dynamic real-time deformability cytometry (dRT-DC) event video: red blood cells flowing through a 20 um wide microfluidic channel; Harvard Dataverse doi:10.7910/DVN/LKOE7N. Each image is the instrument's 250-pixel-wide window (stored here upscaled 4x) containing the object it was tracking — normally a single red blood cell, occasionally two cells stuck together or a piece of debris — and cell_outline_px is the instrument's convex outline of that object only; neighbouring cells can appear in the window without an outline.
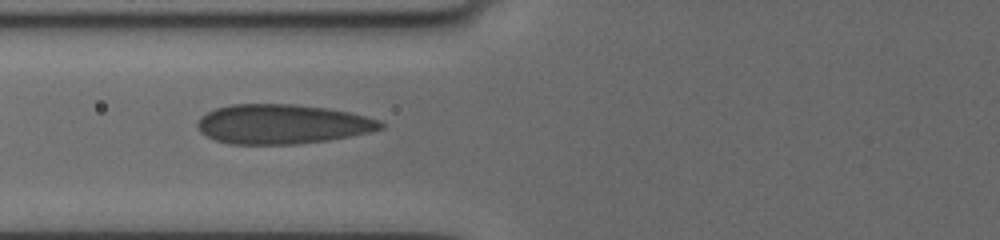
{"species": "human", "species_latin": "Homo sapiens", "temperature_condition": "cold", "stored_images_in_passage": 7, "camera_frame_rate_fps": 3000, "um_per_image_px": 0.085, "donor": {"sex": "female"}, "frame": {"image": 1, "passage_image": 6, "time_ms": 4.667, "image_size_px": [1000, 240], "cell_outline_px": [[384, 128], [368, 132], [328, 140], [296, 144], [232, 144], [216, 140], [200, 132], [196, 124], [200, 116], [216, 108], [232, 104], [292, 104], [328, 108], [348, 112], [380, 120], [384, 124]], "centroid_in_image_um": [23.97, 10.54], "position_along_channel_um": 101.8, "area_um2": 42.02}}
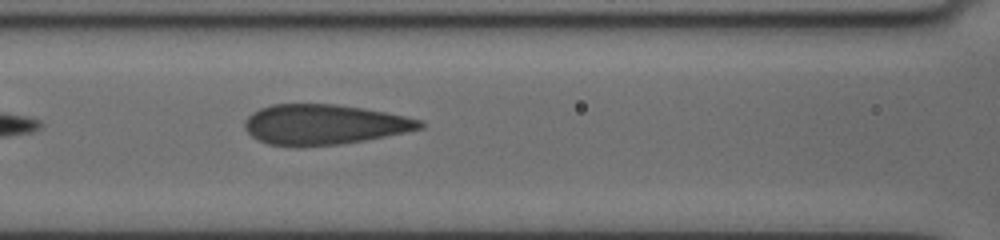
{"frame": {"image": 2, "passage_image": 7, "time_ms": 5.667, "image_size_px": [1000, 240], "cell_outline_px": [[424, 128], [364, 140], [340, 144], [300, 148], [296, 148], [268, 144], [252, 136], [244, 128], [244, 120], [252, 112], [260, 108], [272, 104], [332, 104], [364, 108], [404, 116], [420, 120], [424, 124]], "centroid_in_image_um": [27.48, 10.6], "position_along_channel_um": 139.1, "area_um2": 41.15}}